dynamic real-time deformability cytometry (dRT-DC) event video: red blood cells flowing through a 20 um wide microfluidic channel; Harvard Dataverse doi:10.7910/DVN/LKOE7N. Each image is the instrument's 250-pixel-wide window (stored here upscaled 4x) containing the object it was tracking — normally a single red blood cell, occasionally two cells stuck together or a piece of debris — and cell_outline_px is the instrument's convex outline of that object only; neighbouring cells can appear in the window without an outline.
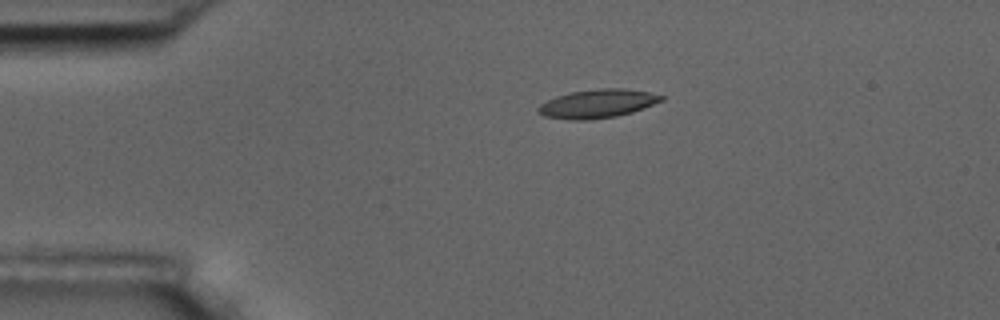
{"species": "common noctule bat (a hibernating species)", "species_latin": "Nyctalus noctula", "temperature_condition": "room temperature", "stored_images_in_passage": 2, "camera_frame_rate_fps": 3000, "um_per_image_px": 0.085, "animal": {"sex": "male", "body_mass_g": 17.5, "forearm_length_mm": 52.3}, "frame": {"image": 1, "passage_image": 1, "time_ms": 0.0, "image_size_px": [1000, 320], "cell_outline_px": [[664, 100], [644, 108], [632, 112], [616, 116], [588, 120], [568, 120], [544, 116], [536, 108], [540, 104], [556, 96], [572, 92], [600, 88], [624, 88], [648, 92], [664, 96]], "centroid_in_image_um": [50.79, 8.81], "position_along_channel_um": 34.2, "area_um2": 20.46}}